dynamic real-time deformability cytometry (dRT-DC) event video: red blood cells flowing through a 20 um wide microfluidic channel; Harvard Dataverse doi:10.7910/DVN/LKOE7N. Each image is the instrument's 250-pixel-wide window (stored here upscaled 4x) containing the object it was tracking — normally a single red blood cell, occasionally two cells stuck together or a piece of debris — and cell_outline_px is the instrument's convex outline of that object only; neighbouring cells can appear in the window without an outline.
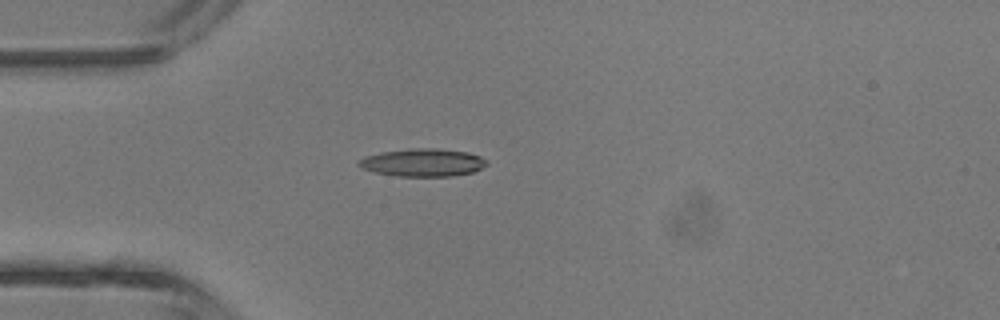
{"species": "common noctule bat (a hibernating species)", "species_latin": "Nyctalus noctula", "temperature_condition": "room temperature", "stored_images_in_passage": 4, "camera_frame_rate_fps": 3000, "um_per_image_px": 0.085, "animal": {"sex": "male", "body_mass_g": 13.3}, "frame": {"image": 1, "passage_image": 4, "time_ms": 3.333, "image_size_px": [1000, 320], "cell_outline_px": [[488, 164], [472, 172], [452, 176], [396, 176], [376, 172], [360, 168], [356, 164], [356, 160], [364, 156], [380, 152], [412, 148], [436, 148], [468, 152], [480, 156], [488, 160]], "centroid_in_image_um": [35.9, 13.81], "position_along_channel_um": 49.1, "area_um2": 20.92}}